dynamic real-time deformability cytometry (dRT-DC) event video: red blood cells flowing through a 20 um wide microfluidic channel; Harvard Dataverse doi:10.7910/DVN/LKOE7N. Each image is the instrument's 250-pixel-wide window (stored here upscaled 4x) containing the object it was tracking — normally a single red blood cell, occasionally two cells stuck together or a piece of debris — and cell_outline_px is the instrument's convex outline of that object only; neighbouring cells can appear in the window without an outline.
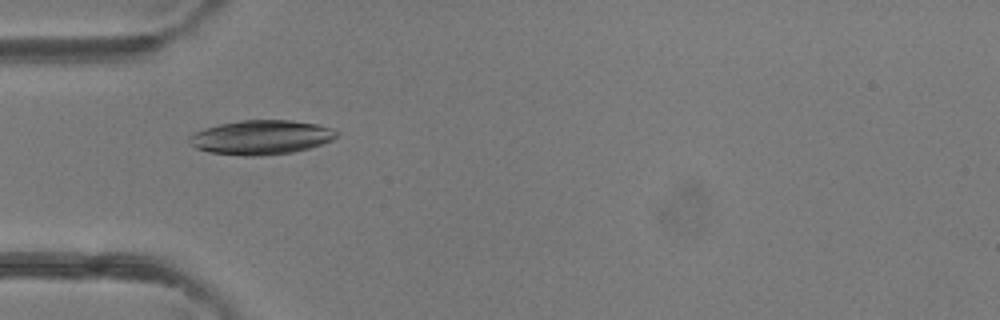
{"species": "common noctule bat (a hibernating species)", "species_latin": "Nyctalus noctula", "temperature_condition": "room temperature", "stored_images_in_passage": 47, "camera_frame_rate_fps": 3000, "um_per_image_px": 0.085, "animal": {"sex": "female"}, "frame": {"image": 1, "passage_image": 14, "time_ms": 4.333, "image_size_px": [1000, 320], "cell_outline_px": [[340, 132], [332, 140], [308, 148], [292, 152], [256, 156], [244, 156], [208, 152], [196, 148], [188, 140], [188, 136], [204, 128], [220, 124], [240, 120], [292, 120], [316, 124], [332, 128]], "centroid_in_image_um": [22.19, 11.67], "position_along_channel_um": 62.8, "area_um2": 29.36}}
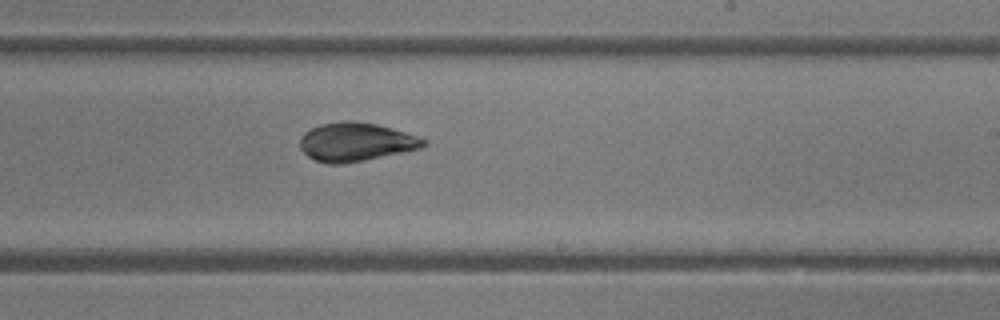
{"frame": {"image": 2, "passage_image": 28, "time_ms": 9.0, "image_size_px": [1000, 320], "cell_outline_px": [[428, 144], [420, 148], [348, 164], [328, 164], [316, 160], [308, 156], [300, 148], [300, 136], [304, 132], [320, 124], [344, 120], [352, 120], [376, 124], [392, 128], [428, 140]], "centroid_in_image_um": [30.23, 12.07], "position_along_channel_um": 258.8, "area_um2": 27.92}}
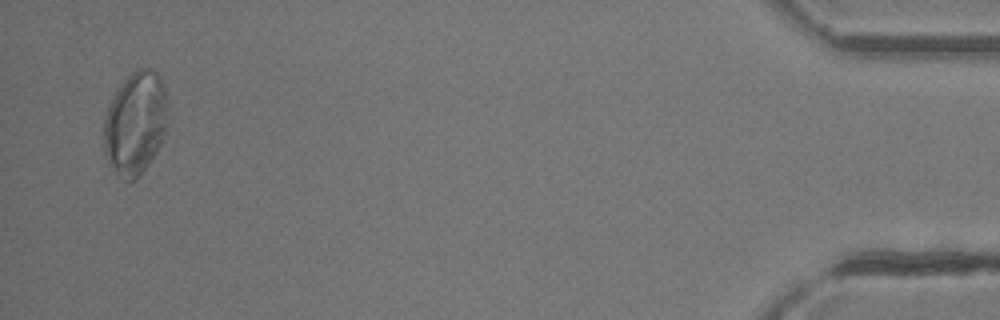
{"frame": {"image": 3, "passage_image": 46, "time_ms": 15.0, "image_size_px": [1000, 320], "cell_outline_px": [[164, 136], [156, 152], [140, 176], [136, 180], [124, 180], [116, 176], [104, 152], [104, 116], [116, 92], [128, 76], [132, 72], [140, 68], [152, 68], [160, 76], [164, 84]], "centroid_in_image_um": [11.46, 10.51], "position_along_channel_um": 423.7, "area_um2": 37.69}, "authors_computed_cell_mechanics": {"area_um2": 29.0156, "velocity_mm_per_s": 4.2241, "shape_relaxation_time_tau1_ms": 5.6241, "shape_relaxation_time_tau2_ms": 0.9906, "deformation_change_tau1": 0.2007, "deformation_change_tau2": 0.0518}}